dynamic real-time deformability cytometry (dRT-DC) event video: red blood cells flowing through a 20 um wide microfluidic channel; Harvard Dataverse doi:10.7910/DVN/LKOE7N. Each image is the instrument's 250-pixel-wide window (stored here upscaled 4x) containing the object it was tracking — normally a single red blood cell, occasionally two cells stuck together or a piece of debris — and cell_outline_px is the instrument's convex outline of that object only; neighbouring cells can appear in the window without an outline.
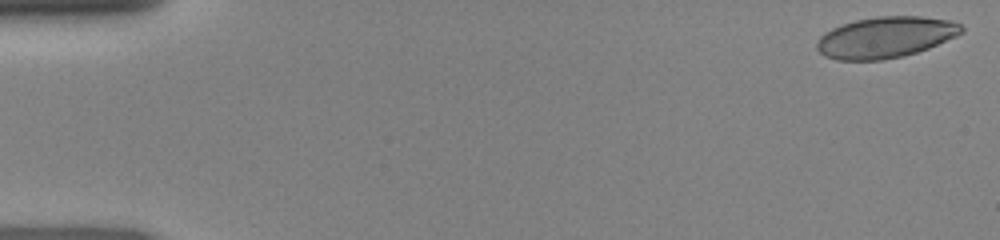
{"species": "human", "species_latin": "Homo sapiens", "temperature_condition": "room temperature", "stored_images_in_passage": 47, "camera_frame_rate_fps": 3000, "um_per_image_px": 0.085, "donor": {"sex": "female"}, "frame": {"image": 1, "passage_image": 1, "time_ms": 0.0, "image_size_px": [1000, 240], "cell_outline_px": [[964, 32], [956, 36], [928, 48], [904, 56], [880, 60], [836, 60], [824, 56], [816, 48], [816, 40], [824, 32], [832, 28], [856, 20], [876, 16], [920, 16], [948, 20], [960, 24], [964, 28]], "centroid_in_image_um": [75.24, 3.17], "position_along_channel_um": 9.8, "area_um2": 34.68}}
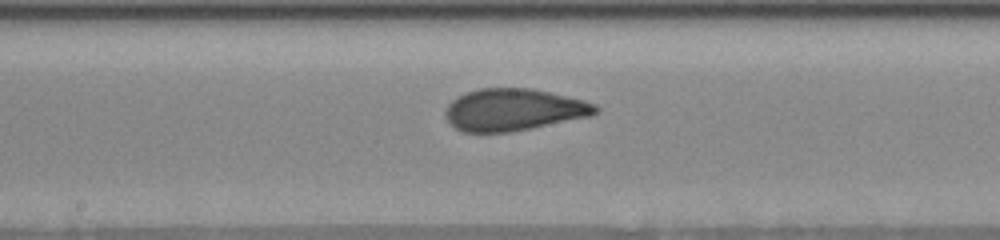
{"frame": {"image": 2, "passage_image": 25, "time_ms": 8.0, "image_size_px": [1000, 240], "cell_outline_px": [[600, 108], [592, 116], [512, 132], [464, 132], [456, 128], [444, 116], [444, 112], [448, 104], [456, 96], [480, 88], [528, 88], [548, 92], [584, 100], [596, 104]], "centroid_in_image_um": [43.66, 9.33], "position_along_channel_um": 204.5, "area_um2": 36.76}}
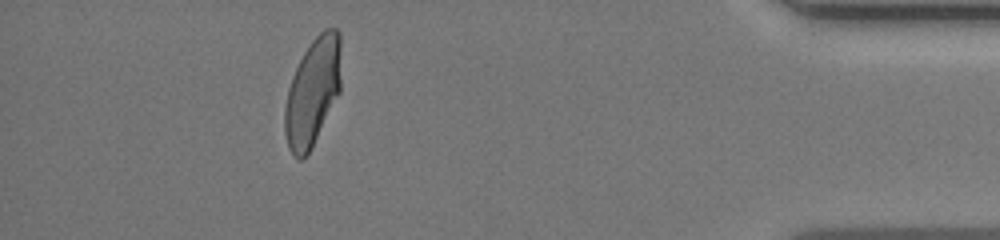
{"frame": {"image": 3, "passage_image": 43, "time_ms": 14.0, "image_size_px": [1000, 240], "cell_outline_px": [[340, 92], [308, 156], [300, 160], [292, 156], [288, 148], [284, 132], [284, 108], [288, 88], [292, 76], [304, 52], [312, 40], [324, 28], [336, 28], [340, 32]], "centroid_in_image_um": [26.56, 7.86], "position_along_channel_um": 408.6, "area_um2": 35.72}}